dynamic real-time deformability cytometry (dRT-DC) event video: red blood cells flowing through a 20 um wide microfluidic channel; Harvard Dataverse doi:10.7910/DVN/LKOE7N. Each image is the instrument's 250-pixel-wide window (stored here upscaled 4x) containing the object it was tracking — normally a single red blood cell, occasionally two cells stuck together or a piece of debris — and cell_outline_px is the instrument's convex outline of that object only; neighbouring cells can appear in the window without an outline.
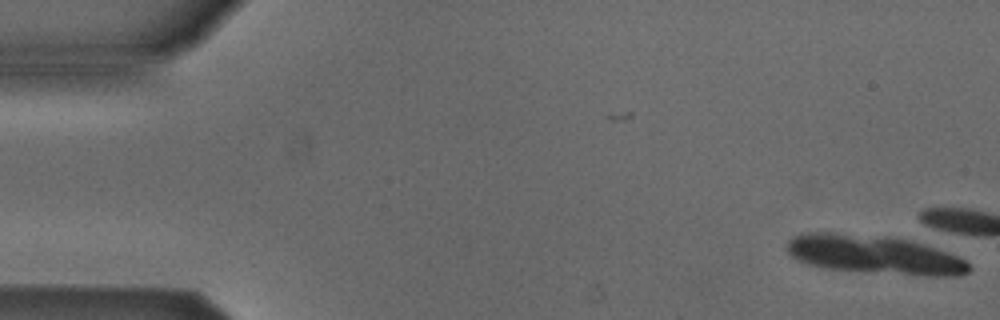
{"species": "Egyptian fruit bat (a non-hibernating species)", "species_latin": "Rousettus aegyptiacus", "temperature_condition": "cold", "stored_images_in_passage": 4, "camera_frame_rate_fps": 3000, "um_per_image_px": 0.085, "animal": {"sex": "male"}, "frame": {"image": 1, "passage_image": 1, "time_ms": 0.0, "image_size_px": [1000, 320], "cell_outline_px": [[972, 268], [968, 272], [956, 276], [928, 276], [824, 268], [808, 264], [796, 260], [784, 248], [788, 240], [792, 236], [800, 232], [836, 232], [888, 236], [912, 240], [936, 248], [956, 256], [964, 260]], "centroid_in_image_um": [74.24, 21.62], "position_along_channel_um": 10.8, "area_um2": 41.38}}